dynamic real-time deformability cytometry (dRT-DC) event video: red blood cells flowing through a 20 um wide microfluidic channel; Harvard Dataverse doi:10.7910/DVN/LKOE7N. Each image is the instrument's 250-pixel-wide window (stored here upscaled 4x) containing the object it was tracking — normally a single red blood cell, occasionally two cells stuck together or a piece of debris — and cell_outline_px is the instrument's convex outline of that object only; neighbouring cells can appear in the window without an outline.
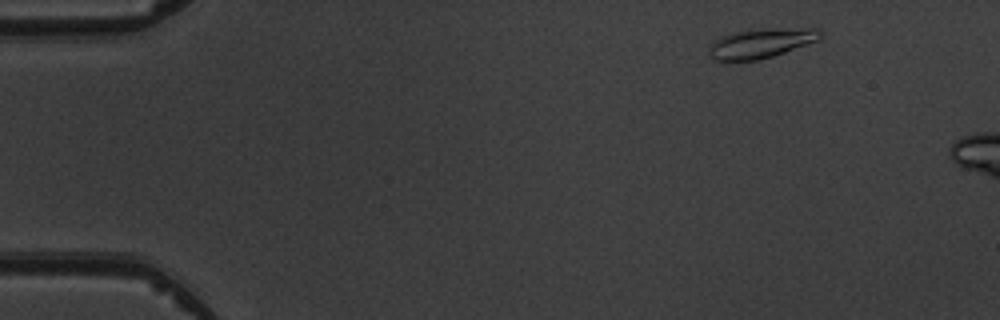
{"species": "common noctule bat (a hibernating species)", "species_latin": "Nyctalus noctula", "temperature_condition": "warm", "stored_images_in_passage": 3, "camera_frame_rate_fps": 3000, "um_per_image_px": 0.085, "animal": {"sex": "male", "body_mass_g": 19.5, "forearm_length_mm": 54.6}, "frame": {"image": 1, "passage_image": 1, "time_ms": 0.0, "image_size_px": [1000, 320], "cell_outline_px": [[824, 32], [816, 40], [784, 52], [772, 56], [756, 60], [712, 60], [708, 52], [708, 48], [720, 36], [736, 32], [760, 28], [816, 28]], "centroid_in_image_um": [64.66, 3.66], "position_along_channel_um": 20.3, "area_um2": 18.96}}